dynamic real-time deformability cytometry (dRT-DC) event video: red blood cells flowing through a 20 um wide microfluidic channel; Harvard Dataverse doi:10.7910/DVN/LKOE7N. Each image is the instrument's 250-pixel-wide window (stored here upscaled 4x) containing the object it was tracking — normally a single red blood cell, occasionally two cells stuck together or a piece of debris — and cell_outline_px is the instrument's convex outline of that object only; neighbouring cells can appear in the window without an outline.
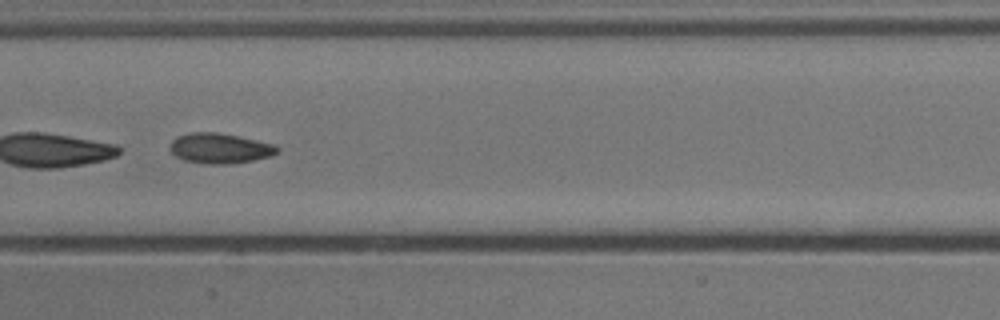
{"species": "common noctule bat (a hibernating species)", "species_latin": "Nyctalus noctula", "temperature_condition": "cold", "stored_images_in_passage": 53, "segment_of_instrument_passage": [2, 2], "camera_frame_rate_fps": 3000, "um_per_image_px": 0.085, "animal": {"sex": "male", "body_mass_g": 13.3}, "frame": {"image": 1, "passage_image": 27, "time_ms": 8.667, "image_size_px": [1000, 320], "cell_outline_px": [[280, 152], [272, 156], [252, 160], [228, 164], [208, 164], [184, 160], [176, 156], [168, 148], [172, 140], [176, 136], [192, 132], [216, 132], [256, 140], [272, 144], [280, 148]], "centroid_in_image_um": [18.67, 12.6], "position_along_channel_um": 188.7, "area_um2": 18.84}}
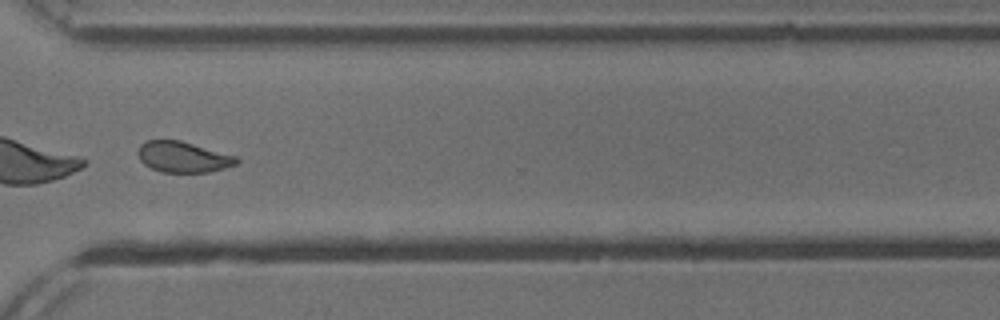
{"frame": {"image": 2, "passage_image": 40, "time_ms": 13.0, "image_size_px": [1000, 320], "cell_outline_px": [[240, 160], [236, 164], [224, 168], [208, 172], [160, 172], [144, 164], [140, 160], [136, 152], [140, 144], [148, 140], [180, 140], [236, 156]], "centroid_in_image_um": [15.53, 13.34], "position_along_channel_um": 355.1, "area_um2": 17.69}}